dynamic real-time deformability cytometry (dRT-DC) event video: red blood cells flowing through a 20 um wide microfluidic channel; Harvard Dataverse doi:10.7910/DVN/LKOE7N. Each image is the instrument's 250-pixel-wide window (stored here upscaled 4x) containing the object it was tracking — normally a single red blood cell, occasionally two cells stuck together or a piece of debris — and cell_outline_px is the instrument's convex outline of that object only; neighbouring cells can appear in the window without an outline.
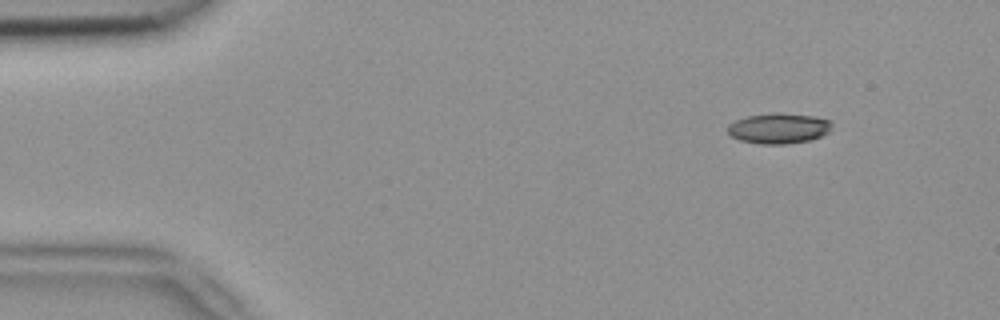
{"species": "common noctule bat (a hibernating species)", "species_latin": "Nyctalus noctula", "temperature_condition": "room temperature", "stored_images_in_passage": 47, "camera_frame_rate_fps": 3000, "um_per_image_px": 0.085, "animal": {"sex": "female", "body_mass_g": 18.4}, "frame": {"image": 1, "passage_image": 1, "time_ms": 0.0, "image_size_px": [1000, 320], "cell_outline_px": [[832, 124], [828, 132], [820, 136], [808, 140], [784, 144], [760, 144], [740, 140], [732, 136], [728, 132], [728, 124], [736, 120], [748, 116], [776, 112], [816, 116], [832, 120]], "centroid_in_image_um": [66.2, 10.89], "position_along_channel_um": 18.8, "area_um2": 18.44}}
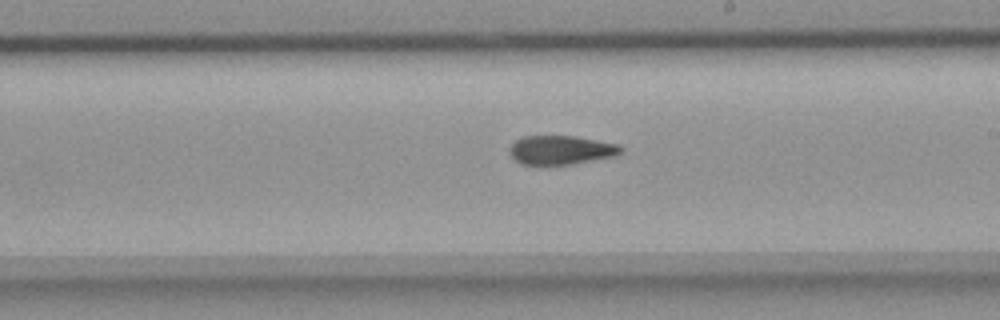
{"frame": {"image": 2, "passage_image": 25, "time_ms": 8.0, "image_size_px": [1000, 320], "cell_outline_px": [[624, 148], [616, 156], [572, 164], [540, 168], [520, 164], [508, 152], [508, 148], [516, 140], [524, 136], [576, 136], [620, 144]], "centroid_in_image_um": [47.65, 12.79], "position_along_channel_um": 241.4, "area_um2": 19.59}}
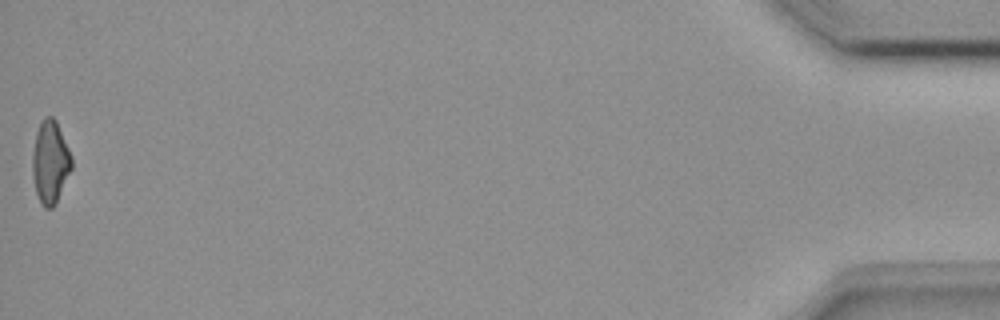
{"frame": {"image": 3, "passage_image": 47, "time_ms": 15.333, "image_size_px": [1000, 320], "cell_outline_px": [[72, 168], [56, 204], [52, 208], [44, 208], [40, 204], [36, 192], [32, 176], [32, 156], [36, 132], [44, 116], [52, 116], [56, 120], [72, 156]], "centroid_in_image_um": [4.27, 13.8], "position_along_channel_um": 430.9, "area_um2": 19.07}, "authors_computed_cell_mechanics": {"area_um2": 19.3052, "velocity_mm_per_s": 3.9167, "shape_relaxation_time_tau1_ms": null, "shape_relaxation_time_tau2_ms": 3.8454, "deformation_change_tau1": null, "deformation_change_tau2": 0.1098}}